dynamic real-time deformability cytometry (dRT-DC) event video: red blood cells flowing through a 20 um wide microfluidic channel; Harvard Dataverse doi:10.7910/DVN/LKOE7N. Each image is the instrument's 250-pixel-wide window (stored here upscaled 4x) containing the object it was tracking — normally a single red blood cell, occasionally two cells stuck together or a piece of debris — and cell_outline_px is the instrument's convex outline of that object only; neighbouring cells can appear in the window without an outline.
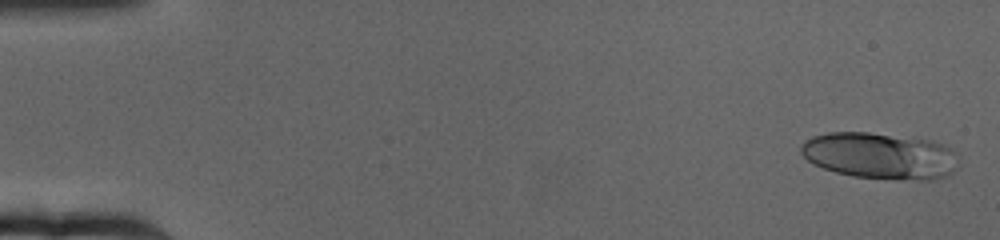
{"species": "human", "species_latin": "Homo sapiens", "temperature_condition": "cold", "stored_images_in_passage": 64, "camera_frame_rate_fps": 3000, "um_per_image_px": 0.085, "donor": {"sex": "female"}, "frame": {"image": 1, "passage_image": 2, "time_ms": 0.333, "image_size_px": [1000, 240], "cell_outline_px": [[956, 168], [948, 176], [932, 180], [896, 180], [852, 176], [836, 172], [812, 164], [800, 152], [800, 144], [804, 140], [812, 136], [828, 132], [868, 132], [912, 136], [932, 140], [944, 144], [952, 148], [956, 156]], "centroid_in_image_um": [74.81, 13.23], "position_along_channel_um": 10.2, "area_um2": 43.47}}
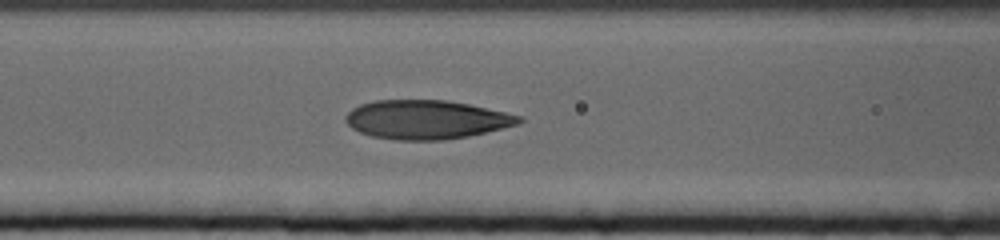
{"frame": {"image": 2, "passage_image": 27, "time_ms": 8.667, "image_size_px": [1000, 240], "cell_outline_px": [[524, 120], [520, 124], [468, 136], [444, 140], [396, 140], [372, 136], [360, 132], [352, 128], [344, 120], [344, 116], [352, 108], [360, 104], [376, 100], [448, 100], [468, 104], [524, 116]], "centroid_in_image_um": [36.25, 10.16], "position_along_channel_um": 130.4, "area_um2": 39.42}}
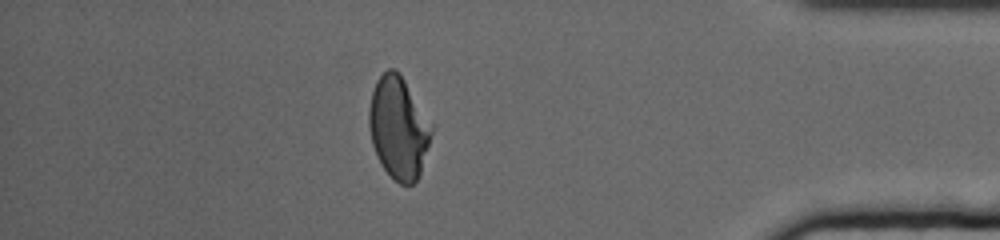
{"frame": {"image": 3, "passage_image": 56, "time_ms": 18.333, "image_size_px": [1000, 240], "cell_outline_px": [[432, 132], [420, 172], [416, 180], [412, 184], [400, 184], [380, 164], [372, 144], [368, 128], [368, 108], [372, 92], [376, 80], [388, 68], [396, 68], [404, 80], [432, 124]], "centroid_in_image_um": [33.84, 10.84], "position_along_channel_um": 401.4, "area_um2": 36.82}, "authors_computed_cell_mechanics": {"area_um2": 39.2173, "velocity_mm_per_s": 3.163, "shape_relaxation_time_tau1_ms": 6.8698, "shape_relaxation_time_tau2_ms": 1.725, "deformation_change_tau1": 0.2029, "deformation_change_tau2": 0.0847}}